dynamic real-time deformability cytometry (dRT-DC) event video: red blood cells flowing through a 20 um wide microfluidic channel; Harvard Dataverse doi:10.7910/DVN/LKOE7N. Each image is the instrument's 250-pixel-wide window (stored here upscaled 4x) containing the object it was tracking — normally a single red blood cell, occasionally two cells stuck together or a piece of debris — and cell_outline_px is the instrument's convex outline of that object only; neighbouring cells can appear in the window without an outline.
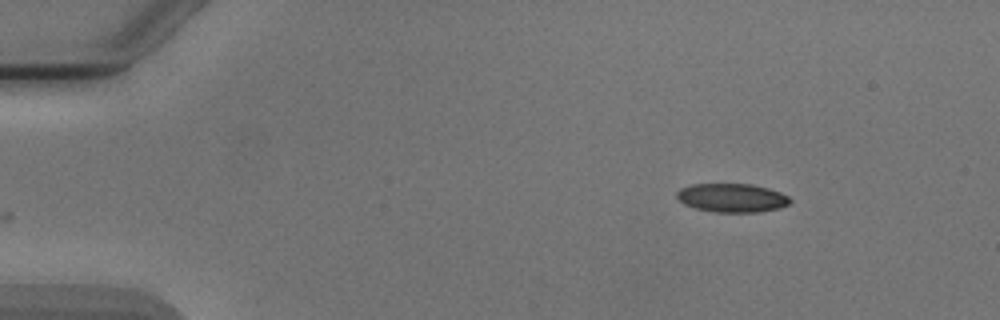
{"species": "Egyptian fruit bat (a non-hibernating species)", "species_latin": "Rousettus aegyptiacus", "temperature_condition": "cold", "stored_images_in_passage": 3, "camera_frame_rate_fps": 3000, "um_per_image_px": 0.085, "animal": {"sex": "male"}, "frame": {"image": 1, "passage_image": 3, "time_ms": 2.333, "image_size_px": [1000, 320], "cell_outline_px": [[792, 200], [788, 204], [780, 208], [756, 212], [716, 212], [696, 208], [684, 204], [676, 196], [676, 192], [680, 188], [692, 184], [752, 184], [768, 188], [780, 192], [788, 196]], "centroid_in_image_um": [62.22, 16.81], "position_along_channel_um": 22.8, "area_um2": 18.9}}